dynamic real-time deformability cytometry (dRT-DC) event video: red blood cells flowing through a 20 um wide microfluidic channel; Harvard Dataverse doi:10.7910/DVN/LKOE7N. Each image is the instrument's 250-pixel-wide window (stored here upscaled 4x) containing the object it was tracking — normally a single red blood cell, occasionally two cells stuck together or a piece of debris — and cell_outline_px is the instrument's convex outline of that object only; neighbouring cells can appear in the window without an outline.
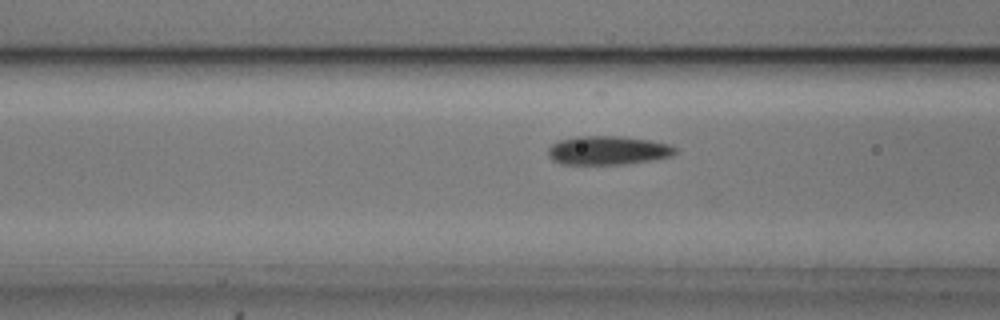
{"species": "common noctule bat (a hibernating species)", "species_latin": "Nyctalus noctula", "temperature_condition": "cold", "stored_images_in_passage": 13, "camera_frame_rate_fps": 3000, "um_per_image_px": 0.085, "animal": {"sex": "male", "body_mass_g": 20.5, "forearm_length_mm": 52.5}, "frame": {"image": 1, "passage_image": 10, "time_ms": 3.0, "image_size_px": [1000, 320], "cell_outline_px": [[680, 152], [672, 156], [652, 160], [624, 164], [560, 164], [552, 160], [548, 156], [548, 148], [552, 144], [560, 140], [576, 136], [620, 136], [648, 140], [668, 144], [676, 148]], "centroid_in_image_um": [51.67, 12.78], "position_along_channel_um": 114.9, "area_um2": 21.44}}